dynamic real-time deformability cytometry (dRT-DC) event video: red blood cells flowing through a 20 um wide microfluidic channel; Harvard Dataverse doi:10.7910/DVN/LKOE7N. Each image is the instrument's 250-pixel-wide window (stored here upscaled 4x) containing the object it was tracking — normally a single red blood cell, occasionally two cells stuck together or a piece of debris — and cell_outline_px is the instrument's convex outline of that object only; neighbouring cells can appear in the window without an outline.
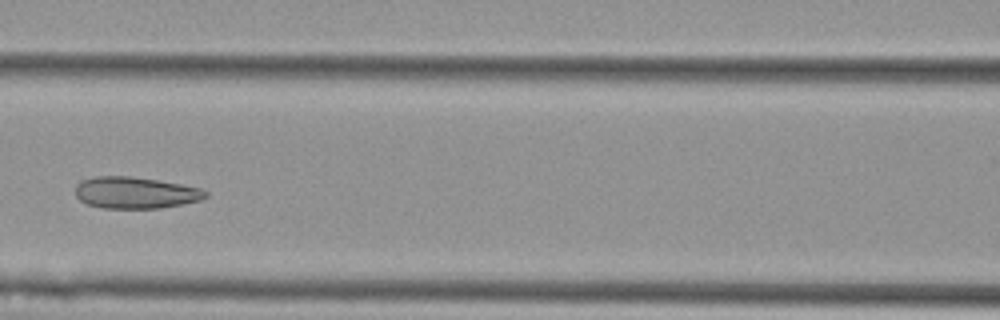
{"species": "Egyptian fruit bat (a non-hibernating species)", "species_latin": "Rousettus aegyptiacus", "temperature_condition": "cold", "stored_images_in_passage": 4, "camera_frame_rate_fps": 3000, "um_per_image_px": 0.085, "animal": {"sex": "female"}, "frame": {"image": 1, "passage_image": 4, "time_ms": 1.0, "image_size_px": [1000, 320], "cell_outline_px": [[208, 196], [200, 200], [184, 204], [160, 208], [100, 208], [88, 204], [80, 200], [76, 196], [76, 184], [80, 180], [96, 176], [128, 176], [156, 180], [180, 184], [200, 188], [208, 192]], "centroid_in_image_um": [11.49, 16.38], "position_along_channel_um": 155.1, "area_um2": 23.99}}